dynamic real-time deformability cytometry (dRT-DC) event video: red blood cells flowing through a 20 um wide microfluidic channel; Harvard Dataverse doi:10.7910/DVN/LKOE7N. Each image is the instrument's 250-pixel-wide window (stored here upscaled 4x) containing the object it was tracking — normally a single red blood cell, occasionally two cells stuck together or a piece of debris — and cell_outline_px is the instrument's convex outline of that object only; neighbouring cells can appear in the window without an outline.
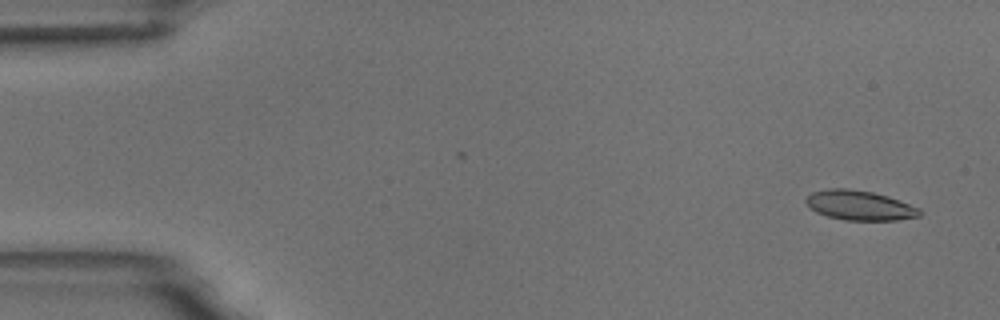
{"species": "common noctule bat (a hibernating species)", "species_latin": "Nyctalus noctula", "temperature_condition": "room temperature", "stored_images_in_passage": 4, "camera_frame_rate_fps": 3000, "um_per_image_px": 0.085, "animal": {"sex": "male", "body_mass_g": 18.8}, "frame": {"image": 1, "passage_image": 1, "time_ms": 0.0, "image_size_px": [1000, 320], "cell_outline_px": [[924, 212], [920, 216], [896, 220], [844, 220], [828, 216], [816, 212], [804, 200], [812, 192], [828, 188], [848, 188], [872, 192], [888, 196], [920, 208]], "centroid_in_image_um": [73.1, 17.45], "position_along_channel_um": 11.9, "area_um2": 19.65}}
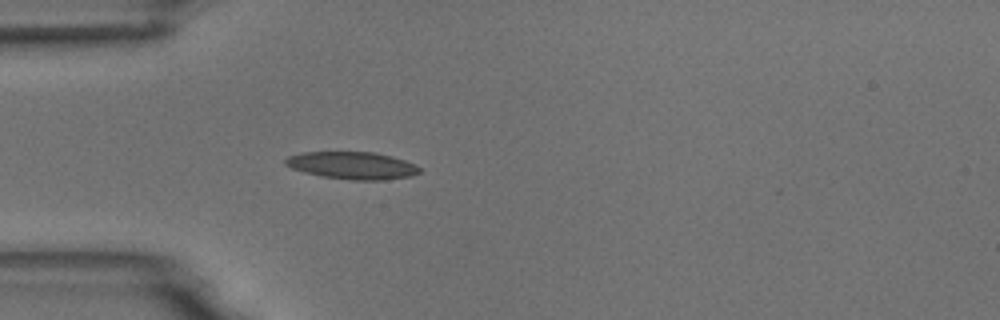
{"frame": {"image": 2, "passage_image": 4, "time_ms": 4.333, "image_size_px": [1000, 320], "cell_outline_px": [[420, 172], [412, 176], [384, 180], [352, 180], [320, 176], [304, 172], [292, 168], [284, 164], [284, 160], [288, 156], [304, 152], [376, 152], [392, 156], [416, 164], [420, 168]], "centroid_in_image_um": [29.96, 14.06], "position_along_channel_um": 55.0, "area_um2": 21.5}}